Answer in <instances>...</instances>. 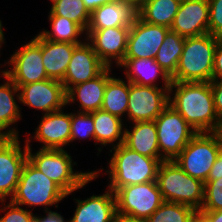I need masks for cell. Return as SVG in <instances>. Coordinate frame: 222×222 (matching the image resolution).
<instances>
[{"label":"cell","mask_w":222,"mask_h":222,"mask_svg":"<svg viewBox=\"0 0 222 222\" xmlns=\"http://www.w3.org/2000/svg\"><path fill=\"white\" fill-rule=\"evenodd\" d=\"M222 210V178L204 183V202L199 211Z\"/></svg>","instance_id":"836d02e7"},{"label":"cell","mask_w":222,"mask_h":222,"mask_svg":"<svg viewBox=\"0 0 222 222\" xmlns=\"http://www.w3.org/2000/svg\"><path fill=\"white\" fill-rule=\"evenodd\" d=\"M0 37H4L2 21L0 20Z\"/></svg>","instance_id":"7dc6e473"},{"label":"cell","mask_w":222,"mask_h":222,"mask_svg":"<svg viewBox=\"0 0 222 222\" xmlns=\"http://www.w3.org/2000/svg\"><path fill=\"white\" fill-rule=\"evenodd\" d=\"M158 146L165 161L174 160L197 134L174 108L168 105L154 120Z\"/></svg>","instance_id":"ba28073f"},{"label":"cell","mask_w":222,"mask_h":222,"mask_svg":"<svg viewBox=\"0 0 222 222\" xmlns=\"http://www.w3.org/2000/svg\"><path fill=\"white\" fill-rule=\"evenodd\" d=\"M114 194L116 212L145 220L164 202L157 181L124 186Z\"/></svg>","instance_id":"30bf717a"},{"label":"cell","mask_w":222,"mask_h":222,"mask_svg":"<svg viewBox=\"0 0 222 222\" xmlns=\"http://www.w3.org/2000/svg\"><path fill=\"white\" fill-rule=\"evenodd\" d=\"M35 222H69L65 221L63 216L55 211H46V215L35 216Z\"/></svg>","instance_id":"ab89813d"},{"label":"cell","mask_w":222,"mask_h":222,"mask_svg":"<svg viewBox=\"0 0 222 222\" xmlns=\"http://www.w3.org/2000/svg\"><path fill=\"white\" fill-rule=\"evenodd\" d=\"M209 222H222V210L219 211H198Z\"/></svg>","instance_id":"60d3db41"},{"label":"cell","mask_w":222,"mask_h":222,"mask_svg":"<svg viewBox=\"0 0 222 222\" xmlns=\"http://www.w3.org/2000/svg\"><path fill=\"white\" fill-rule=\"evenodd\" d=\"M180 3L178 0H146L137 16L146 23L170 28Z\"/></svg>","instance_id":"4316f807"},{"label":"cell","mask_w":222,"mask_h":222,"mask_svg":"<svg viewBox=\"0 0 222 222\" xmlns=\"http://www.w3.org/2000/svg\"><path fill=\"white\" fill-rule=\"evenodd\" d=\"M11 137L0 129V147L5 144Z\"/></svg>","instance_id":"f6af8a7d"},{"label":"cell","mask_w":222,"mask_h":222,"mask_svg":"<svg viewBox=\"0 0 222 222\" xmlns=\"http://www.w3.org/2000/svg\"><path fill=\"white\" fill-rule=\"evenodd\" d=\"M50 12L74 21L85 31L90 22V12L85 7L83 0H56L52 3Z\"/></svg>","instance_id":"1f68e13d"},{"label":"cell","mask_w":222,"mask_h":222,"mask_svg":"<svg viewBox=\"0 0 222 222\" xmlns=\"http://www.w3.org/2000/svg\"><path fill=\"white\" fill-rule=\"evenodd\" d=\"M129 4L135 11H138L146 2V0H119Z\"/></svg>","instance_id":"ee69618b"},{"label":"cell","mask_w":222,"mask_h":222,"mask_svg":"<svg viewBox=\"0 0 222 222\" xmlns=\"http://www.w3.org/2000/svg\"><path fill=\"white\" fill-rule=\"evenodd\" d=\"M4 42H5V38L4 37H0V48L2 47V43L4 44Z\"/></svg>","instance_id":"c3c4849f"},{"label":"cell","mask_w":222,"mask_h":222,"mask_svg":"<svg viewBox=\"0 0 222 222\" xmlns=\"http://www.w3.org/2000/svg\"><path fill=\"white\" fill-rule=\"evenodd\" d=\"M17 87L20 97L18 102L40 110L42 114L63 109L67 105V94L61 81L46 79Z\"/></svg>","instance_id":"7c38bea8"},{"label":"cell","mask_w":222,"mask_h":222,"mask_svg":"<svg viewBox=\"0 0 222 222\" xmlns=\"http://www.w3.org/2000/svg\"><path fill=\"white\" fill-rule=\"evenodd\" d=\"M19 137H11L0 147V202L14 195L22 168L27 161V146L22 150Z\"/></svg>","instance_id":"5bb4252c"},{"label":"cell","mask_w":222,"mask_h":222,"mask_svg":"<svg viewBox=\"0 0 222 222\" xmlns=\"http://www.w3.org/2000/svg\"><path fill=\"white\" fill-rule=\"evenodd\" d=\"M34 136L27 137L26 145H30L32 139L42 143L40 149H64L70 145L71 113H64L63 109L43 114L40 123L35 128Z\"/></svg>","instance_id":"2e32d148"},{"label":"cell","mask_w":222,"mask_h":222,"mask_svg":"<svg viewBox=\"0 0 222 222\" xmlns=\"http://www.w3.org/2000/svg\"><path fill=\"white\" fill-rule=\"evenodd\" d=\"M157 184L163 201L181 203L199 211L204 202V182L185 173L174 161H162Z\"/></svg>","instance_id":"8992f818"},{"label":"cell","mask_w":222,"mask_h":222,"mask_svg":"<svg viewBox=\"0 0 222 222\" xmlns=\"http://www.w3.org/2000/svg\"><path fill=\"white\" fill-rule=\"evenodd\" d=\"M208 0H185L180 3L170 30L184 38L209 33Z\"/></svg>","instance_id":"ac0fdd59"},{"label":"cell","mask_w":222,"mask_h":222,"mask_svg":"<svg viewBox=\"0 0 222 222\" xmlns=\"http://www.w3.org/2000/svg\"><path fill=\"white\" fill-rule=\"evenodd\" d=\"M221 146L220 132L197 133L174 161L185 173L205 183Z\"/></svg>","instance_id":"52a82bcc"},{"label":"cell","mask_w":222,"mask_h":222,"mask_svg":"<svg viewBox=\"0 0 222 222\" xmlns=\"http://www.w3.org/2000/svg\"><path fill=\"white\" fill-rule=\"evenodd\" d=\"M128 98L129 81L112 76L107 81L101 109L122 119L127 115Z\"/></svg>","instance_id":"f1b7e54d"},{"label":"cell","mask_w":222,"mask_h":222,"mask_svg":"<svg viewBox=\"0 0 222 222\" xmlns=\"http://www.w3.org/2000/svg\"><path fill=\"white\" fill-rule=\"evenodd\" d=\"M168 105L169 87L129 82L127 118L130 122L154 121Z\"/></svg>","instance_id":"8fae6325"},{"label":"cell","mask_w":222,"mask_h":222,"mask_svg":"<svg viewBox=\"0 0 222 222\" xmlns=\"http://www.w3.org/2000/svg\"><path fill=\"white\" fill-rule=\"evenodd\" d=\"M219 39L210 33L185 38L183 52L171 81L211 82Z\"/></svg>","instance_id":"277c9868"},{"label":"cell","mask_w":222,"mask_h":222,"mask_svg":"<svg viewBox=\"0 0 222 222\" xmlns=\"http://www.w3.org/2000/svg\"><path fill=\"white\" fill-rule=\"evenodd\" d=\"M48 19L51 22V31L42 30L39 35L52 42H66L71 44H81L86 40V31L77 23L66 17L56 16L49 12ZM80 36V37H79ZM83 41H82V40Z\"/></svg>","instance_id":"83f0119b"},{"label":"cell","mask_w":222,"mask_h":222,"mask_svg":"<svg viewBox=\"0 0 222 222\" xmlns=\"http://www.w3.org/2000/svg\"><path fill=\"white\" fill-rule=\"evenodd\" d=\"M112 222H147V221L145 219L136 218L116 212Z\"/></svg>","instance_id":"b9f144b4"},{"label":"cell","mask_w":222,"mask_h":222,"mask_svg":"<svg viewBox=\"0 0 222 222\" xmlns=\"http://www.w3.org/2000/svg\"><path fill=\"white\" fill-rule=\"evenodd\" d=\"M209 33L222 39V0H208Z\"/></svg>","instance_id":"d590c367"},{"label":"cell","mask_w":222,"mask_h":222,"mask_svg":"<svg viewBox=\"0 0 222 222\" xmlns=\"http://www.w3.org/2000/svg\"><path fill=\"white\" fill-rule=\"evenodd\" d=\"M222 178V146L219 149L218 157L213 164L206 181Z\"/></svg>","instance_id":"f35d334b"},{"label":"cell","mask_w":222,"mask_h":222,"mask_svg":"<svg viewBox=\"0 0 222 222\" xmlns=\"http://www.w3.org/2000/svg\"><path fill=\"white\" fill-rule=\"evenodd\" d=\"M78 44L52 42L41 37L42 60L47 77L62 81L71 60L72 53Z\"/></svg>","instance_id":"cb8c5ba5"},{"label":"cell","mask_w":222,"mask_h":222,"mask_svg":"<svg viewBox=\"0 0 222 222\" xmlns=\"http://www.w3.org/2000/svg\"><path fill=\"white\" fill-rule=\"evenodd\" d=\"M185 38L169 30L164 38L155 61L171 78L177 69L180 56L183 52Z\"/></svg>","instance_id":"f546056e"},{"label":"cell","mask_w":222,"mask_h":222,"mask_svg":"<svg viewBox=\"0 0 222 222\" xmlns=\"http://www.w3.org/2000/svg\"><path fill=\"white\" fill-rule=\"evenodd\" d=\"M112 1L114 0H83L85 7L90 13L98 7Z\"/></svg>","instance_id":"7bdbcfd3"},{"label":"cell","mask_w":222,"mask_h":222,"mask_svg":"<svg viewBox=\"0 0 222 222\" xmlns=\"http://www.w3.org/2000/svg\"><path fill=\"white\" fill-rule=\"evenodd\" d=\"M4 84L0 85V129L10 137H19L15 123L21 119V108L17 104L15 97L20 100L18 87L4 74Z\"/></svg>","instance_id":"484cf974"},{"label":"cell","mask_w":222,"mask_h":222,"mask_svg":"<svg viewBox=\"0 0 222 222\" xmlns=\"http://www.w3.org/2000/svg\"><path fill=\"white\" fill-rule=\"evenodd\" d=\"M110 152L113 154L105 171L110 179L108 188L114 193L124 186L156 181L159 166L165 161L141 155L123 143L112 147Z\"/></svg>","instance_id":"3957f363"},{"label":"cell","mask_w":222,"mask_h":222,"mask_svg":"<svg viewBox=\"0 0 222 222\" xmlns=\"http://www.w3.org/2000/svg\"><path fill=\"white\" fill-rule=\"evenodd\" d=\"M67 193L53 180L34 167L28 160L25 162L19 182L11 202L19 206H43L44 211H52L48 206L58 207Z\"/></svg>","instance_id":"5b68a950"},{"label":"cell","mask_w":222,"mask_h":222,"mask_svg":"<svg viewBox=\"0 0 222 222\" xmlns=\"http://www.w3.org/2000/svg\"><path fill=\"white\" fill-rule=\"evenodd\" d=\"M212 80H222V39L218 40L215 50Z\"/></svg>","instance_id":"74e56055"},{"label":"cell","mask_w":222,"mask_h":222,"mask_svg":"<svg viewBox=\"0 0 222 222\" xmlns=\"http://www.w3.org/2000/svg\"><path fill=\"white\" fill-rule=\"evenodd\" d=\"M94 121L92 112H71L70 143L74 140L91 138L94 140Z\"/></svg>","instance_id":"d6a6232c"},{"label":"cell","mask_w":222,"mask_h":222,"mask_svg":"<svg viewBox=\"0 0 222 222\" xmlns=\"http://www.w3.org/2000/svg\"><path fill=\"white\" fill-rule=\"evenodd\" d=\"M169 30L146 23L136 16L130 26L124 59H155Z\"/></svg>","instance_id":"4fadbf2b"},{"label":"cell","mask_w":222,"mask_h":222,"mask_svg":"<svg viewBox=\"0 0 222 222\" xmlns=\"http://www.w3.org/2000/svg\"><path fill=\"white\" fill-rule=\"evenodd\" d=\"M193 222H209L202 214L198 212Z\"/></svg>","instance_id":"bcb514c9"},{"label":"cell","mask_w":222,"mask_h":222,"mask_svg":"<svg viewBox=\"0 0 222 222\" xmlns=\"http://www.w3.org/2000/svg\"><path fill=\"white\" fill-rule=\"evenodd\" d=\"M5 64L11 68H6L1 73H4L16 86L49 79L42 60L39 34L16 50Z\"/></svg>","instance_id":"9c48e42d"},{"label":"cell","mask_w":222,"mask_h":222,"mask_svg":"<svg viewBox=\"0 0 222 222\" xmlns=\"http://www.w3.org/2000/svg\"><path fill=\"white\" fill-rule=\"evenodd\" d=\"M210 85L214 98V108L218 118L222 121V80H212Z\"/></svg>","instance_id":"8d00e7d4"},{"label":"cell","mask_w":222,"mask_h":222,"mask_svg":"<svg viewBox=\"0 0 222 222\" xmlns=\"http://www.w3.org/2000/svg\"><path fill=\"white\" fill-rule=\"evenodd\" d=\"M26 146L27 160L49 179L56 182L67 193V196L98 178L99 172L103 170L101 168L88 172H74L73 165H76V162L73 161L68 151L38 149L36 153H32V145Z\"/></svg>","instance_id":"7a4b0ae2"},{"label":"cell","mask_w":222,"mask_h":222,"mask_svg":"<svg viewBox=\"0 0 222 222\" xmlns=\"http://www.w3.org/2000/svg\"><path fill=\"white\" fill-rule=\"evenodd\" d=\"M3 206L4 207L0 208V210L6 213L4 216L0 217V222H35L36 215L29 209H23L11 201Z\"/></svg>","instance_id":"e575fe53"},{"label":"cell","mask_w":222,"mask_h":222,"mask_svg":"<svg viewBox=\"0 0 222 222\" xmlns=\"http://www.w3.org/2000/svg\"><path fill=\"white\" fill-rule=\"evenodd\" d=\"M137 16L129 4L119 0L106 3L90 13L87 30H99L109 27H130Z\"/></svg>","instance_id":"44dd1931"},{"label":"cell","mask_w":222,"mask_h":222,"mask_svg":"<svg viewBox=\"0 0 222 222\" xmlns=\"http://www.w3.org/2000/svg\"><path fill=\"white\" fill-rule=\"evenodd\" d=\"M129 130L125 127L123 144L141 155L163 159L160 155L156 124L154 121H139L132 123Z\"/></svg>","instance_id":"7402d4cb"},{"label":"cell","mask_w":222,"mask_h":222,"mask_svg":"<svg viewBox=\"0 0 222 222\" xmlns=\"http://www.w3.org/2000/svg\"><path fill=\"white\" fill-rule=\"evenodd\" d=\"M198 211L191 206L163 202L161 206L146 219L147 222H193Z\"/></svg>","instance_id":"4dcf8cb0"},{"label":"cell","mask_w":222,"mask_h":222,"mask_svg":"<svg viewBox=\"0 0 222 222\" xmlns=\"http://www.w3.org/2000/svg\"><path fill=\"white\" fill-rule=\"evenodd\" d=\"M75 201L77 207L69 222H112L116 213L115 194L109 188L104 194Z\"/></svg>","instance_id":"ffe728a7"},{"label":"cell","mask_w":222,"mask_h":222,"mask_svg":"<svg viewBox=\"0 0 222 222\" xmlns=\"http://www.w3.org/2000/svg\"><path fill=\"white\" fill-rule=\"evenodd\" d=\"M106 67L87 40L78 44L72 53L64 79L61 81L65 91L67 92L76 84L95 78Z\"/></svg>","instance_id":"e0dca14e"},{"label":"cell","mask_w":222,"mask_h":222,"mask_svg":"<svg viewBox=\"0 0 222 222\" xmlns=\"http://www.w3.org/2000/svg\"><path fill=\"white\" fill-rule=\"evenodd\" d=\"M169 105L197 133L220 132L222 129V121L214 108L210 82H171Z\"/></svg>","instance_id":"6da1fadb"},{"label":"cell","mask_w":222,"mask_h":222,"mask_svg":"<svg viewBox=\"0 0 222 222\" xmlns=\"http://www.w3.org/2000/svg\"><path fill=\"white\" fill-rule=\"evenodd\" d=\"M111 67H106L98 76L71 87L67 92V105L79 102V111L90 113L101 109L107 81L111 75Z\"/></svg>","instance_id":"d6986e66"},{"label":"cell","mask_w":222,"mask_h":222,"mask_svg":"<svg viewBox=\"0 0 222 222\" xmlns=\"http://www.w3.org/2000/svg\"><path fill=\"white\" fill-rule=\"evenodd\" d=\"M119 66L125 70L126 80L134 84L158 87V78L162 77L163 87L171 85V78L155 59H124Z\"/></svg>","instance_id":"603a6c76"},{"label":"cell","mask_w":222,"mask_h":222,"mask_svg":"<svg viewBox=\"0 0 222 222\" xmlns=\"http://www.w3.org/2000/svg\"><path fill=\"white\" fill-rule=\"evenodd\" d=\"M92 118L95 128V145L99 144L103 148L113 144L112 146L116 147L124 142L126 126L123 122L125 120L102 109L93 111Z\"/></svg>","instance_id":"d4e9b609"},{"label":"cell","mask_w":222,"mask_h":222,"mask_svg":"<svg viewBox=\"0 0 222 222\" xmlns=\"http://www.w3.org/2000/svg\"><path fill=\"white\" fill-rule=\"evenodd\" d=\"M129 31L130 27L86 30V40L107 67H112L114 62L119 67L126 53Z\"/></svg>","instance_id":"9a60e30c"}]
</instances>
